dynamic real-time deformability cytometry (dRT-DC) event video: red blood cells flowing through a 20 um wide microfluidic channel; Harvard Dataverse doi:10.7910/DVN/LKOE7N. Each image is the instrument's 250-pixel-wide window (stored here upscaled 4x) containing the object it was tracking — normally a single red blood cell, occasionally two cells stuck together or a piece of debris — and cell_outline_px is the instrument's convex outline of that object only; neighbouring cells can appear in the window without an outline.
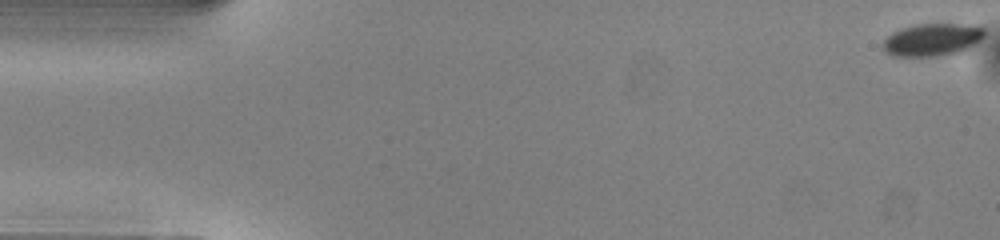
{"species": "common noctule bat (a hibernating species)", "species_latin": "Nyctalus noctula", "temperature_condition": "warm", "stored_images_in_passage": 51, "camera_frame_rate_fps": 3000, "um_per_image_px": 0.085, "animal": {"sex": "male", "body_mass_g": 13.0, "forearm_length_mm": 53.1}, "frame": {"image": 1, "passage_image": 1, "time_ms": 0.0, "image_size_px": [1000, 240], "cell_outline_px": [[984, 36], [980, 40], [968, 48], [960, 52], [932, 56], [892, 56], [884, 52], [880, 44], [892, 32], [916, 24], [980, 24], [984, 28]], "centroid_in_image_um": [79.24, 3.36], "position_along_channel_um": 5.8, "area_um2": 19.42}}
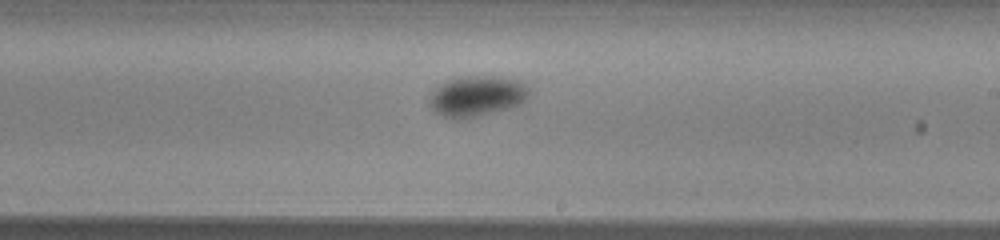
{"frame": {"image": 2, "passage_image": 30, "time_ms": 9.667, "image_size_px": [1000, 240], "cell_outline_px": [[532, 92], [520, 104], [508, 108], [476, 116], [456, 120], [444, 116], [436, 112], [428, 104], [432, 92], [440, 84], [456, 76], [508, 76], [520, 80]], "centroid_in_image_um": [40.55, 8.14], "position_along_channel_um": 248.4, "area_um2": 23.76}}
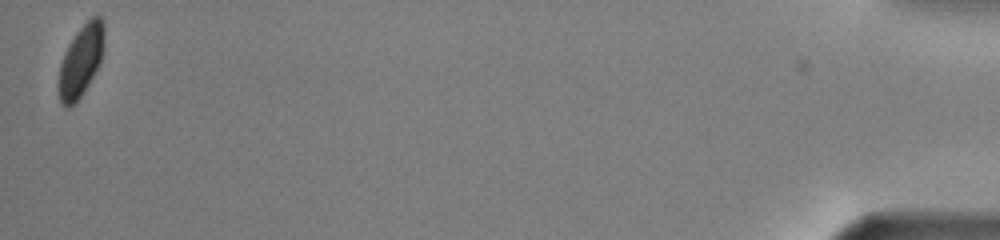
{"frame": {"image": 3, "passage_image": 51, "time_ms": 16.667, "image_size_px": [1000, 240], "cell_outline_px": [[104, 48], [100, 64], [84, 92], [76, 104], [68, 108], [64, 108], [60, 104], [60, 64], [64, 52], [68, 44], [76, 32], [92, 16], [100, 16], [104, 20]], "centroid_in_image_um": [6.91, 5.17], "position_along_channel_um": 428.3, "area_um2": 19.13}, "authors_computed_cell_mechanics": {"area_um2": 21.5016, "velocity_mm_per_s": 4.0215, "shape_relaxation_time_tau1_ms": 1.6506, "shape_relaxation_time_tau2_ms": null, "deformation_change_tau1": 0.0704, "deformation_change_tau2": null}}